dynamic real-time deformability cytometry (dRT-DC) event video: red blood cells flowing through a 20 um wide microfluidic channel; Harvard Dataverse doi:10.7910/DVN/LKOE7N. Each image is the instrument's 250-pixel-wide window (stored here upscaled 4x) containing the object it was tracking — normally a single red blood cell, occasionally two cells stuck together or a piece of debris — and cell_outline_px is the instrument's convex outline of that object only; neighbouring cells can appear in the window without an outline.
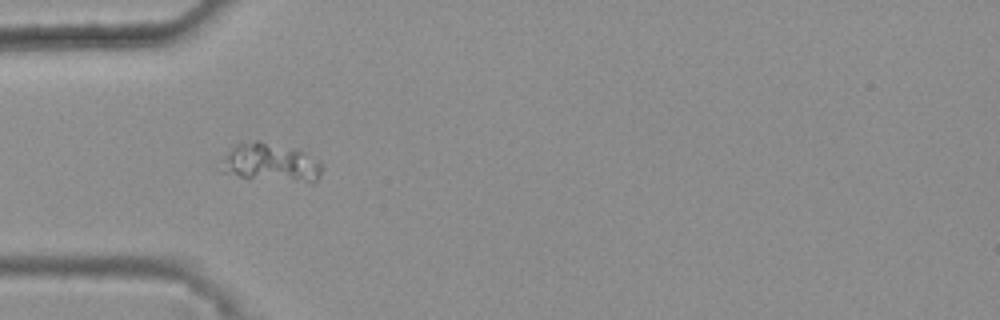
{"species": "common noctule bat (a hibernating species)", "species_latin": "Nyctalus noctula", "temperature_condition": "warm", "stored_images_in_passage": 31, "camera_frame_rate_fps": 3000, "um_per_image_px": 0.085, "animal": {"sex": "female", "body_mass_g": 25.1}, "frame": {"image": 1, "passage_image": 1, "time_ms": 0.0, "image_size_px": [1000, 320], "cell_outline_px": [[320, 176], [312, 184], [240, 176], [224, 172], [224, 168], [228, 156], [232, 148], [236, 144], [256, 140], [260, 140], [296, 148], [320, 160]], "centroid_in_image_um": [23.15, 13.82], "position_along_channel_um": 61.8, "area_um2": 22.14}}
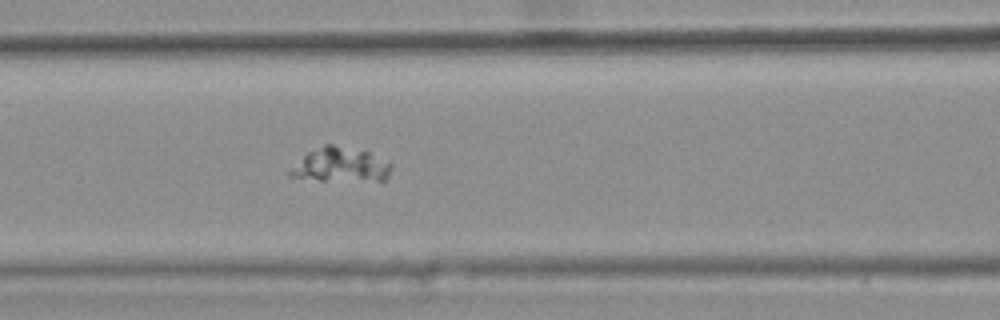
{"frame": {"image": 2, "passage_image": 7, "time_ms": 2.0, "image_size_px": [1000, 320], "cell_outline_px": [[392, 168], [388, 176], [384, 180], [320, 180], [288, 176], [284, 172], [308, 152], [324, 144], [332, 144], [368, 152], [392, 164]], "centroid_in_image_um": [28.89, 14.02], "position_along_channel_um": 137.7, "area_um2": 20.11}}
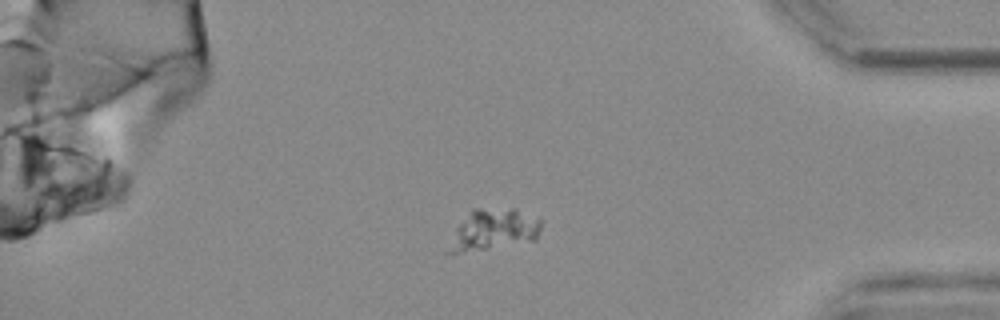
{"frame": {"image": 3, "passage_image": 29, "time_ms": 9.333, "image_size_px": [1000, 320], "cell_outline_px": [[540, 228], [536, 240], [460, 252], [448, 252], [456, 228], [472, 208], [516, 208], [540, 220]], "centroid_in_image_um": [41.99, 19.47], "position_along_channel_um": 393.2, "area_um2": 21.39}}